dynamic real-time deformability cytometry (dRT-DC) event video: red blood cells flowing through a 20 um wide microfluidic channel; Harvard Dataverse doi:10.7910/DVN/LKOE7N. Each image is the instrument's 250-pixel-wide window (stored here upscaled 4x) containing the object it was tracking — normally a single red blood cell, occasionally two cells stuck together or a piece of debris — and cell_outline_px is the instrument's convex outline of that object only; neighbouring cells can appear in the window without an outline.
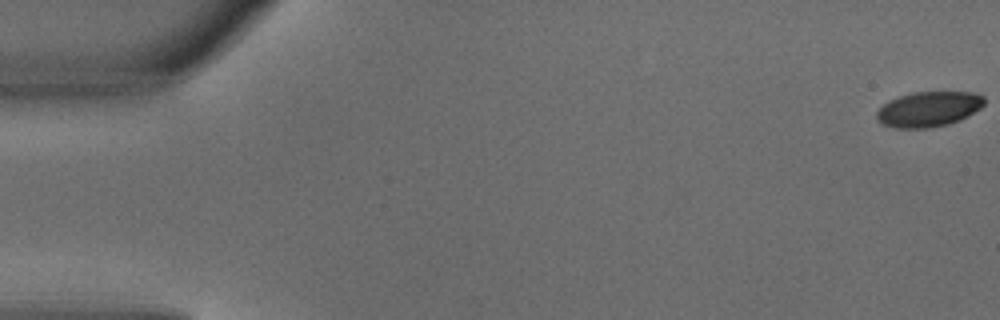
{"species": "common noctule bat (a hibernating species)", "species_latin": "Nyctalus noctula", "temperature_condition": "warm", "stored_images_in_passage": 5, "camera_frame_rate_fps": 3000, "um_per_image_px": 0.085, "animal": {"sex": "male", "body_mass_g": 18.8}, "frame": {"image": 1, "passage_image": 1, "time_ms": 0.0, "image_size_px": [1000, 320], "cell_outline_px": [[984, 104], [980, 108], [960, 120], [948, 124], [928, 128], [896, 128], [880, 124], [876, 120], [876, 112], [888, 100], [912, 92], [976, 92], [984, 96]], "centroid_in_image_um": [78.91, 9.28], "position_along_channel_um": 6.1, "area_um2": 22.2}}
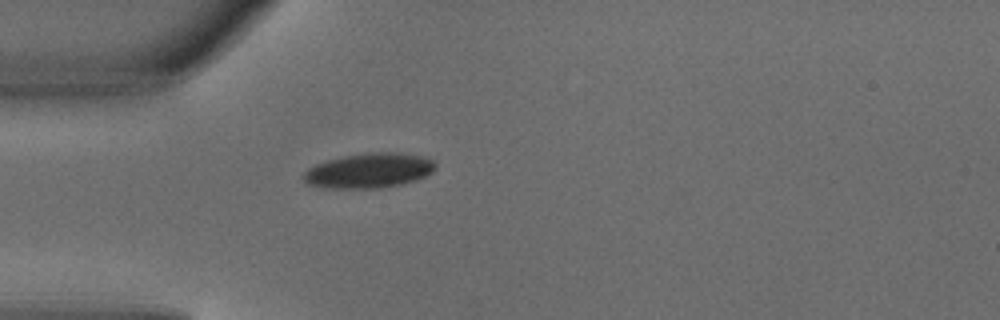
{"frame": {"image": 2, "passage_image": 5, "time_ms": 1.333, "image_size_px": [1000, 320], "cell_outline_px": [[436, 168], [432, 172], [416, 180], [400, 184], [380, 188], [324, 188], [308, 184], [300, 176], [308, 168], [316, 164], [328, 160], [344, 156], [364, 152], [400, 152], [424, 156], [432, 160], [436, 164]], "centroid_in_image_um": [31.36, 14.49], "position_along_channel_um": 53.6, "area_um2": 26.99}}